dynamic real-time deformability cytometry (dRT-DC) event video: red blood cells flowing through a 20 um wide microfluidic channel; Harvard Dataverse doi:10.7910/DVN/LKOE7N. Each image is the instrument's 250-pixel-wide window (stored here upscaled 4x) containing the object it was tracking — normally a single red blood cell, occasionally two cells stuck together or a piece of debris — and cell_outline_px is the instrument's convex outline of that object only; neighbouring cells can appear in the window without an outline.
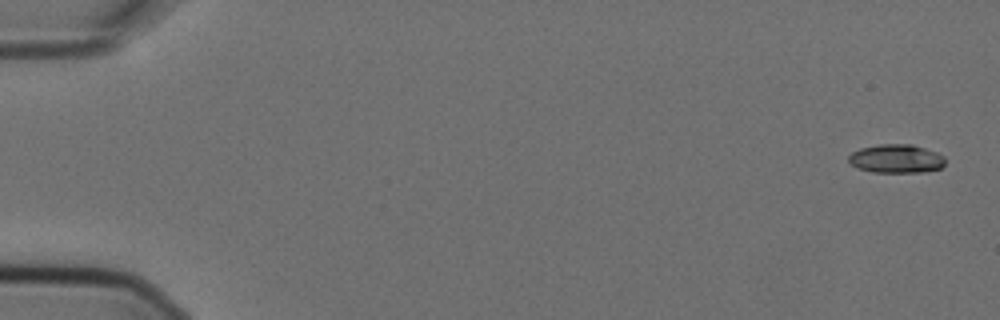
{"species": "Egyptian fruit bat (a non-hibernating species)", "species_latin": "Rousettus aegyptiacus", "temperature_condition": "cold", "stored_images_in_passage": 6, "camera_frame_rate_fps": 3000, "um_per_image_px": 0.085, "animal": {"sex": "female"}, "frame": {"image": 1, "passage_image": 1, "time_ms": 0.0, "image_size_px": [1000, 320], "cell_outline_px": [[944, 164], [940, 168], [924, 172], [872, 172], [856, 168], [848, 160], [848, 156], [852, 152], [860, 148], [880, 144], [912, 144], [936, 152], [944, 156]], "centroid_in_image_um": [76.16, 13.49], "position_along_channel_um": 8.8, "area_um2": 16.13}}